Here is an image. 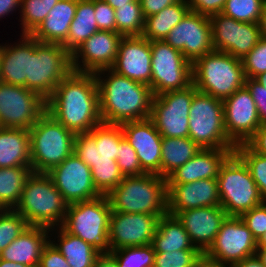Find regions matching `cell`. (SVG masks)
Returning a JSON list of instances; mask_svg holds the SVG:
<instances>
[{"label":"cell","instance_id":"obj_13","mask_svg":"<svg viewBox=\"0 0 266 267\" xmlns=\"http://www.w3.org/2000/svg\"><path fill=\"white\" fill-rule=\"evenodd\" d=\"M257 240L240 217L227 216L213 243L203 253L211 261L233 267L256 255Z\"/></svg>","mask_w":266,"mask_h":267},{"label":"cell","instance_id":"obj_38","mask_svg":"<svg viewBox=\"0 0 266 267\" xmlns=\"http://www.w3.org/2000/svg\"><path fill=\"white\" fill-rule=\"evenodd\" d=\"M116 32L123 36H141L145 17L139 0L115 9Z\"/></svg>","mask_w":266,"mask_h":267},{"label":"cell","instance_id":"obj_41","mask_svg":"<svg viewBox=\"0 0 266 267\" xmlns=\"http://www.w3.org/2000/svg\"><path fill=\"white\" fill-rule=\"evenodd\" d=\"M266 0H227L222 13L237 21L258 23Z\"/></svg>","mask_w":266,"mask_h":267},{"label":"cell","instance_id":"obj_36","mask_svg":"<svg viewBox=\"0 0 266 267\" xmlns=\"http://www.w3.org/2000/svg\"><path fill=\"white\" fill-rule=\"evenodd\" d=\"M32 173L31 166L0 168V210L15 209Z\"/></svg>","mask_w":266,"mask_h":267},{"label":"cell","instance_id":"obj_34","mask_svg":"<svg viewBox=\"0 0 266 267\" xmlns=\"http://www.w3.org/2000/svg\"><path fill=\"white\" fill-rule=\"evenodd\" d=\"M189 11L186 0L165 7L162 11L145 18L141 36L149 41L164 40Z\"/></svg>","mask_w":266,"mask_h":267},{"label":"cell","instance_id":"obj_48","mask_svg":"<svg viewBox=\"0 0 266 267\" xmlns=\"http://www.w3.org/2000/svg\"><path fill=\"white\" fill-rule=\"evenodd\" d=\"M94 10L98 29L116 32L115 9L104 0H94Z\"/></svg>","mask_w":266,"mask_h":267},{"label":"cell","instance_id":"obj_6","mask_svg":"<svg viewBox=\"0 0 266 267\" xmlns=\"http://www.w3.org/2000/svg\"><path fill=\"white\" fill-rule=\"evenodd\" d=\"M31 168L47 173L74 153L76 135L45 112L29 129Z\"/></svg>","mask_w":266,"mask_h":267},{"label":"cell","instance_id":"obj_1","mask_svg":"<svg viewBox=\"0 0 266 267\" xmlns=\"http://www.w3.org/2000/svg\"><path fill=\"white\" fill-rule=\"evenodd\" d=\"M46 112L75 135L103 123L95 74L72 71L46 100Z\"/></svg>","mask_w":266,"mask_h":267},{"label":"cell","instance_id":"obj_49","mask_svg":"<svg viewBox=\"0 0 266 267\" xmlns=\"http://www.w3.org/2000/svg\"><path fill=\"white\" fill-rule=\"evenodd\" d=\"M245 87L253 98L260 120V125H266V89L254 78H245Z\"/></svg>","mask_w":266,"mask_h":267},{"label":"cell","instance_id":"obj_19","mask_svg":"<svg viewBox=\"0 0 266 267\" xmlns=\"http://www.w3.org/2000/svg\"><path fill=\"white\" fill-rule=\"evenodd\" d=\"M163 215L111 211L109 219V251L152 243L159 218Z\"/></svg>","mask_w":266,"mask_h":267},{"label":"cell","instance_id":"obj_27","mask_svg":"<svg viewBox=\"0 0 266 267\" xmlns=\"http://www.w3.org/2000/svg\"><path fill=\"white\" fill-rule=\"evenodd\" d=\"M20 41L0 44V81L29 89V56H32V36L22 35Z\"/></svg>","mask_w":266,"mask_h":267},{"label":"cell","instance_id":"obj_60","mask_svg":"<svg viewBox=\"0 0 266 267\" xmlns=\"http://www.w3.org/2000/svg\"><path fill=\"white\" fill-rule=\"evenodd\" d=\"M0 267H31L20 263H15L12 261H6L0 258Z\"/></svg>","mask_w":266,"mask_h":267},{"label":"cell","instance_id":"obj_25","mask_svg":"<svg viewBox=\"0 0 266 267\" xmlns=\"http://www.w3.org/2000/svg\"><path fill=\"white\" fill-rule=\"evenodd\" d=\"M227 216L221 206L187 209L176 215L194 246L202 253L213 243Z\"/></svg>","mask_w":266,"mask_h":267},{"label":"cell","instance_id":"obj_5","mask_svg":"<svg viewBox=\"0 0 266 267\" xmlns=\"http://www.w3.org/2000/svg\"><path fill=\"white\" fill-rule=\"evenodd\" d=\"M193 84L199 92L224 100L245 86L242 59L212 51L192 64Z\"/></svg>","mask_w":266,"mask_h":267},{"label":"cell","instance_id":"obj_44","mask_svg":"<svg viewBox=\"0 0 266 267\" xmlns=\"http://www.w3.org/2000/svg\"><path fill=\"white\" fill-rule=\"evenodd\" d=\"M92 181L101 195H108L123 180L118 164L92 166Z\"/></svg>","mask_w":266,"mask_h":267},{"label":"cell","instance_id":"obj_51","mask_svg":"<svg viewBox=\"0 0 266 267\" xmlns=\"http://www.w3.org/2000/svg\"><path fill=\"white\" fill-rule=\"evenodd\" d=\"M38 267H71L66 258L49 241L44 247Z\"/></svg>","mask_w":266,"mask_h":267},{"label":"cell","instance_id":"obj_18","mask_svg":"<svg viewBox=\"0 0 266 267\" xmlns=\"http://www.w3.org/2000/svg\"><path fill=\"white\" fill-rule=\"evenodd\" d=\"M46 174L68 204L89 201L101 196L93 184L91 168L75 153Z\"/></svg>","mask_w":266,"mask_h":267},{"label":"cell","instance_id":"obj_15","mask_svg":"<svg viewBox=\"0 0 266 267\" xmlns=\"http://www.w3.org/2000/svg\"><path fill=\"white\" fill-rule=\"evenodd\" d=\"M214 51L224 52L243 59L259 42L258 23L237 21L223 13L210 16Z\"/></svg>","mask_w":266,"mask_h":267},{"label":"cell","instance_id":"obj_40","mask_svg":"<svg viewBox=\"0 0 266 267\" xmlns=\"http://www.w3.org/2000/svg\"><path fill=\"white\" fill-rule=\"evenodd\" d=\"M109 252L116 258L119 267H154L155 250L151 244Z\"/></svg>","mask_w":266,"mask_h":267},{"label":"cell","instance_id":"obj_54","mask_svg":"<svg viewBox=\"0 0 266 267\" xmlns=\"http://www.w3.org/2000/svg\"><path fill=\"white\" fill-rule=\"evenodd\" d=\"M21 0H0V19L20 10Z\"/></svg>","mask_w":266,"mask_h":267},{"label":"cell","instance_id":"obj_26","mask_svg":"<svg viewBox=\"0 0 266 267\" xmlns=\"http://www.w3.org/2000/svg\"><path fill=\"white\" fill-rule=\"evenodd\" d=\"M234 149H202L184 165L167 177V184L192 183L201 179H215L225 160Z\"/></svg>","mask_w":266,"mask_h":267},{"label":"cell","instance_id":"obj_24","mask_svg":"<svg viewBox=\"0 0 266 267\" xmlns=\"http://www.w3.org/2000/svg\"><path fill=\"white\" fill-rule=\"evenodd\" d=\"M220 206L218 182L201 179L192 183L167 184V212L176 216L187 209Z\"/></svg>","mask_w":266,"mask_h":267},{"label":"cell","instance_id":"obj_28","mask_svg":"<svg viewBox=\"0 0 266 267\" xmlns=\"http://www.w3.org/2000/svg\"><path fill=\"white\" fill-rule=\"evenodd\" d=\"M49 233V228L28 226L13 242L0 252V258L31 267H38L43 249L52 237V234Z\"/></svg>","mask_w":266,"mask_h":267},{"label":"cell","instance_id":"obj_17","mask_svg":"<svg viewBox=\"0 0 266 267\" xmlns=\"http://www.w3.org/2000/svg\"><path fill=\"white\" fill-rule=\"evenodd\" d=\"M123 138L120 125L101 123L76 135L74 153L90 168L117 164L118 144Z\"/></svg>","mask_w":266,"mask_h":267},{"label":"cell","instance_id":"obj_16","mask_svg":"<svg viewBox=\"0 0 266 267\" xmlns=\"http://www.w3.org/2000/svg\"><path fill=\"white\" fill-rule=\"evenodd\" d=\"M164 41L193 64L198 58L214 51L210 17L189 11Z\"/></svg>","mask_w":266,"mask_h":267},{"label":"cell","instance_id":"obj_33","mask_svg":"<svg viewBox=\"0 0 266 267\" xmlns=\"http://www.w3.org/2000/svg\"><path fill=\"white\" fill-rule=\"evenodd\" d=\"M99 31L95 19L94 0H77V7L68 33L62 46L72 55L81 44Z\"/></svg>","mask_w":266,"mask_h":267},{"label":"cell","instance_id":"obj_2","mask_svg":"<svg viewBox=\"0 0 266 267\" xmlns=\"http://www.w3.org/2000/svg\"><path fill=\"white\" fill-rule=\"evenodd\" d=\"M94 74L103 123L120 125L150 118L154 94L149 85L121 76L112 69H102Z\"/></svg>","mask_w":266,"mask_h":267},{"label":"cell","instance_id":"obj_7","mask_svg":"<svg viewBox=\"0 0 266 267\" xmlns=\"http://www.w3.org/2000/svg\"><path fill=\"white\" fill-rule=\"evenodd\" d=\"M217 182L220 206L228 216L240 217L264 203L247 165L235 152L221 166Z\"/></svg>","mask_w":266,"mask_h":267},{"label":"cell","instance_id":"obj_53","mask_svg":"<svg viewBox=\"0 0 266 267\" xmlns=\"http://www.w3.org/2000/svg\"><path fill=\"white\" fill-rule=\"evenodd\" d=\"M246 144L254 152L266 156V125L260 126Z\"/></svg>","mask_w":266,"mask_h":267},{"label":"cell","instance_id":"obj_57","mask_svg":"<svg viewBox=\"0 0 266 267\" xmlns=\"http://www.w3.org/2000/svg\"><path fill=\"white\" fill-rule=\"evenodd\" d=\"M261 38L266 40V2L262 7V13L258 22Z\"/></svg>","mask_w":266,"mask_h":267},{"label":"cell","instance_id":"obj_43","mask_svg":"<svg viewBox=\"0 0 266 267\" xmlns=\"http://www.w3.org/2000/svg\"><path fill=\"white\" fill-rule=\"evenodd\" d=\"M202 257L199 249L155 252L154 267H196Z\"/></svg>","mask_w":266,"mask_h":267},{"label":"cell","instance_id":"obj_32","mask_svg":"<svg viewBox=\"0 0 266 267\" xmlns=\"http://www.w3.org/2000/svg\"><path fill=\"white\" fill-rule=\"evenodd\" d=\"M151 245L155 252L198 249L178 218L168 213L159 218Z\"/></svg>","mask_w":266,"mask_h":267},{"label":"cell","instance_id":"obj_35","mask_svg":"<svg viewBox=\"0 0 266 267\" xmlns=\"http://www.w3.org/2000/svg\"><path fill=\"white\" fill-rule=\"evenodd\" d=\"M201 148L189 137H162L161 177L167 178L178 167L184 165Z\"/></svg>","mask_w":266,"mask_h":267},{"label":"cell","instance_id":"obj_58","mask_svg":"<svg viewBox=\"0 0 266 267\" xmlns=\"http://www.w3.org/2000/svg\"><path fill=\"white\" fill-rule=\"evenodd\" d=\"M196 267H231V266L211 261L203 256L197 263Z\"/></svg>","mask_w":266,"mask_h":267},{"label":"cell","instance_id":"obj_14","mask_svg":"<svg viewBox=\"0 0 266 267\" xmlns=\"http://www.w3.org/2000/svg\"><path fill=\"white\" fill-rule=\"evenodd\" d=\"M46 112V100L23 86L0 81V127L29 130Z\"/></svg>","mask_w":266,"mask_h":267},{"label":"cell","instance_id":"obj_4","mask_svg":"<svg viewBox=\"0 0 266 267\" xmlns=\"http://www.w3.org/2000/svg\"><path fill=\"white\" fill-rule=\"evenodd\" d=\"M68 203L46 173L33 172L28 178L15 211L29 226L60 227L66 216Z\"/></svg>","mask_w":266,"mask_h":267},{"label":"cell","instance_id":"obj_23","mask_svg":"<svg viewBox=\"0 0 266 267\" xmlns=\"http://www.w3.org/2000/svg\"><path fill=\"white\" fill-rule=\"evenodd\" d=\"M150 41L142 36H123L113 66L117 74L152 88Z\"/></svg>","mask_w":266,"mask_h":267},{"label":"cell","instance_id":"obj_20","mask_svg":"<svg viewBox=\"0 0 266 267\" xmlns=\"http://www.w3.org/2000/svg\"><path fill=\"white\" fill-rule=\"evenodd\" d=\"M223 108L226 135L235 145L246 143L261 126L255 102L245 86L224 99Z\"/></svg>","mask_w":266,"mask_h":267},{"label":"cell","instance_id":"obj_39","mask_svg":"<svg viewBox=\"0 0 266 267\" xmlns=\"http://www.w3.org/2000/svg\"><path fill=\"white\" fill-rule=\"evenodd\" d=\"M234 152L247 165L264 203H266V156L254 152L246 143L236 145Z\"/></svg>","mask_w":266,"mask_h":267},{"label":"cell","instance_id":"obj_9","mask_svg":"<svg viewBox=\"0 0 266 267\" xmlns=\"http://www.w3.org/2000/svg\"><path fill=\"white\" fill-rule=\"evenodd\" d=\"M188 137L202 149H235L224 126L223 101L197 91L189 110Z\"/></svg>","mask_w":266,"mask_h":267},{"label":"cell","instance_id":"obj_29","mask_svg":"<svg viewBox=\"0 0 266 267\" xmlns=\"http://www.w3.org/2000/svg\"><path fill=\"white\" fill-rule=\"evenodd\" d=\"M76 7L77 0L58 1L31 36L39 42L63 44L68 38Z\"/></svg>","mask_w":266,"mask_h":267},{"label":"cell","instance_id":"obj_56","mask_svg":"<svg viewBox=\"0 0 266 267\" xmlns=\"http://www.w3.org/2000/svg\"><path fill=\"white\" fill-rule=\"evenodd\" d=\"M233 267H266L257 255L250 256L236 263Z\"/></svg>","mask_w":266,"mask_h":267},{"label":"cell","instance_id":"obj_37","mask_svg":"<svg viewBox=\"0 0 266 267\" xmlns=\"http://www.w3.org/2000/svg\"><path fill=\"white\" fill-rule=\"evenodd\" d=\"M60 0H21L20 24L22 35H31Z\"/></svg>","mask_w":266,"mask_h":267},{"label":"cell","instance_id":"obj_11","mask_svg":"<svg viewBox=\"0 0 266 267\" xmlns=\"http://www.w3.org/2000/svg\"><path fill=\"white\" fill-rule=\"evenodd\" d=\"M154 96L181 90L193 83L192 63L164 40L150 41Z\"/></svg>","mask_w":266,"mask_h":267},{"label":"cell","instance_id":"obj_46","mask_svg":"<svg viewBox=\"0 0 266 267\" xmlns=\"http://www.w3.org/2000/svg\"><path fill=\"white\" fill-rule=\"evenodd\" d=\"M245 78H255L266 73V40L260 39L255 47L242 59Z\"/></svg>","mask_w":266,"mask_h":267},{"label":"cell","instance_id":"obj_22","mask_svg":"<svg viewBox=\"0 0 266 267\" xmlns=\"http://www.w3.org/2000/svg\"><path fill=\"white\" fill-rule=\"evenodd\" d=\"M124 138L135 149L142 171L161 176L162 136L148 118L120 124Z\"/></svg>","mask_w":266,"mask_h":267},{"label":"cell","instance_id":"obj_61","mask_svg":"<svg viewBox=\"0 0 266 267\" xmlns=\"http://www.w3.org/2000/svg\"><path fill=\"white\" fill-rule=\"evenodd\" d=\"M256 255L261 260V262L266 266V248H257Z\"/></svg>","mask_w":266,"mask_h":267},{"label":"cell","instance_id":"obj_59","mask_svg":"<svg viewBox=\"0 0 266 267\" xmlns=\"http://www.w3.org/2000/svg\"><path fill=\"white\" fill-rule=\"evenodd\" d=\"M107 2L113 9H118L121 6L127 5L130 2H134L136 0H104Z\"/></svg>","mask_w":266,"mask_h":267},{"label":"cell","instance_id":"obj_47","mask_svg":"<svg viewBox=\"0 0 266 267\" xmlns=\"http://www.w3.org/2000/svg\"><path fill=\"white\" fill-rule=\"evenodd\" d=\"M240 218L258 241L266 232V203L243 213Z\"/></svg>","mask_w":266,"mask_h":267},{"label":"cell","instance_id":"obj_3","mask_svg":"<svg viewBox=\"0 0 266 267\" xmlns=\"http://www.w3.org/2000/svg\"><path fill=\"white\" fill-rule=\"evenodd\" d=\"M107 197L112 211L152 215L168 213L167 178L156 174L123 177Z\"/></svg>","mask_w":266,"mask_h":267},{"label":"cell","instance_id":"obj_10","mask_svg":"<svg viewBox=\"0 0 266 267\" xmlns=\"http://www.w3.org/2000/svg\"><path fill=\"white\" fill-rule=\"evenodd\" d=\"M72 56L59 43H43L32 37L29 56V90L47 100L71 72Z\"/></svg>","mask_w":266,"mask_h":267},{"label":"cell","instance_id":"obj_31","mask_svg":"<svg viewBox=\"0 0 266 267\" xmlns=\"http://www.w3.org/2000/svg\"><path fill=\"white\" fill-rule=\"evenodd\" d=\"M55 233L53 240L50 242L57 248V250L66 258L67 263L71 267H93L96 258L100 252L92 245L88 244L78 236L69 234L61 226L51 228L50 232Z\"/></svg>","mask_w":266,"mask_h":267},{"label":"cell","instance_id":"obj_21","mask_svg":"<svg viewBox=\"0 0 266 267\" xmlns=\"http://www.w3.org/2000/svg\"><path fill=\"white\" fill-rule=\"evenodd\" d=\"M123 35L99 30L86 39L71 55L73 71L95 73L110 69L116 59Z\"/></svg>","mask_w":266,"mask_h":267},{"label":"cell","instance_id":"obj_45","mask_svg":"<svg viewBox=\"0 0 266 267\" xmlns=\"http://www.w3.org/2000/svg\"><path fill=\"white\" fill-rule=\"evenodd\" d=\"M116 162L124 177L144 174L135 149L125 138L118 144V158Z\"/></svg>","mask_w":266,"mask_h":267},{"label":"cell","instance_id":"obj_30","mask_svg":"<svg viewBox=\"0 0 266 267\" xmlns=\"http://www.w3.org/2000/svg\"><path fill=\"white\" fill-rule=\"evenodd\" d=\"M31 166L29 130L0 127V168Z\"/></svg>","mask_w":266,"mask_h":267},{"label":"cell","instance_id":"obj_62","mask_svg":"<svg viewBox=\"0 0 266 267\" xmlns=\"http://www.w3.org/2000/svg\"><path fill=\"white\" fill-rule=\"evenodd\" d=\"M254 79L266 89V73L259 74Z\"/></svg>","mask_w":266,"mask_h":267},{"label":"cell","instance_id":"obj_50","mask_svg":"<svg viewBox=\"0 0 266 267\" xmlns=\"http://www.w3.org/2000/svg\"><path fill=\"white\" fill-rule=\"evenodd\" d=\"M190 11L211 16L222 13L227 0H186Z\"/></svg>","mask_w":266,"mask_h":267},{"label":"cell","instance_id":"obj_8","mask_svg":"<svg viewBox=\"0 0 266 267\" xmlns=\"http://www.w3.org/2000/svg\"><path fill=\"white\" fill-rule=\"evenodd\" d=\"M111 205L107 195L89 201L68 204L61 227L78 236L100 253L109 252V219Z\"/></svg>","mask_w":266,"mask_h":267},{"label":"cell","instance_id":"obj_12","mask_svg":"<svg viewBox=\"0 0 266 267\" xmlns=\"http://www.w3.org/2000/svg\"><path fill=\"white\" fill-rule=\"evenodd\" d=\"M197 91L192 83L184 89L154 96L150 119L162 137H188L189 110Z\"/></svg>","mask_w":266,"mask_h":267},{"label":"cell","instance_id":"obj_55","mask_svg":"<svg viewBox=\"0 0 266 267\" xmlns=\"http://www.w3.org/2000/svg\"><path fill=\"white\" fill-rule=\"evenodd\" d=\"M93 267H119L116 258L110 253H100Z\"/></svg>","mask_w":266,"mask_h":267},{"label":"cell","instance_id":"obj_42","mask_svg":"<svg viewBox=\"0 0 266 267\" xmlns=\"http://www.w3.org/2000/svg\"><path fill=\"white\" fill-rule=\"evenodd\" d=\"M28 226L25 218L14 209L0 210V252L13 242Z\"/></svg>","mask_w":266,"mask_h":267},{"label":"cell","instance_id":"obj_52","mask_svg":"<svg viewBox=\"0 0 266 267\" xmlns=\"http://www.w3.org/2000/svg\"><path fill=\"white\" fill-rule=\"evenodd\" d=\"M180 1L181 0H139L145 18L156 14L162 11L165 7Z\"/></svg>","mask_w":266,"mask_h":267},{"label":"cell","instance_id":"obj_63","mask_svg":"<svg viewBox=\"0 0 266 267\" xmlns=\"http://www.w3.org/2000/svg\"><path fill=\"white\" fill-rule=\"evenodd\" d=\"M257 248H266V232L257 241Z\"/></svg>","mask_w":266,"mask_h":267}]
</instances>
